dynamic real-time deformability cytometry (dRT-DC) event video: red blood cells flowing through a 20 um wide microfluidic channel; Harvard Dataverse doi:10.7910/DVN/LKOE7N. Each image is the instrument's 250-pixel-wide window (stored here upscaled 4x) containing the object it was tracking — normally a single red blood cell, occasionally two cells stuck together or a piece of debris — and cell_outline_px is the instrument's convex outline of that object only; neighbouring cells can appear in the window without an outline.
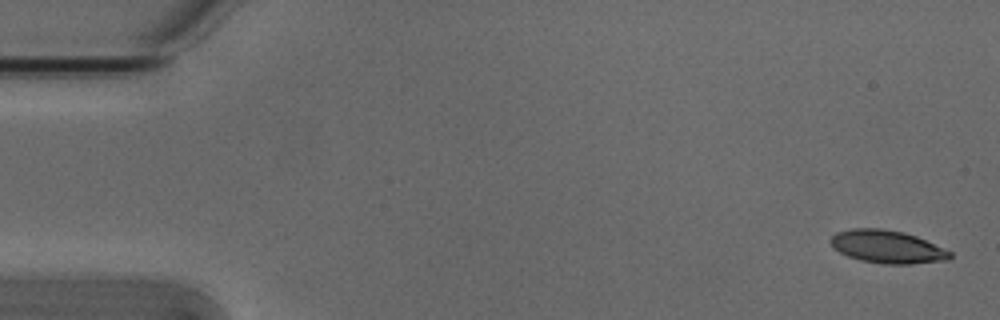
{"species": "Egyptian fruit bat (a non-hibernating species)", "species_latin": "Rousettus aegyptiacus", "temperature_condition": "cold", "stored_images_in_passage": 4, "camera_frame_rate_fps": 3000, "um_per_image_px": 0.085, "animal": {"sex": "male"}, "frame": {"image": 1, "passage_image": 1, "time_ms": 0.0, "image_size_px": [1000, 320], "cell_outline_px": [[952, 256], [948, 260], [908, 264], [884, 264], [860, 260], [848, 256], [832, 248], [828, 240], [836, 232], [852, 228], [880, 228], [904, 232], [916, 236], [952, 252]], "centroid_in_image_um": [75.37, 20.97], "position_along_channel_um": 9.6, "area_um2": 22.95}}
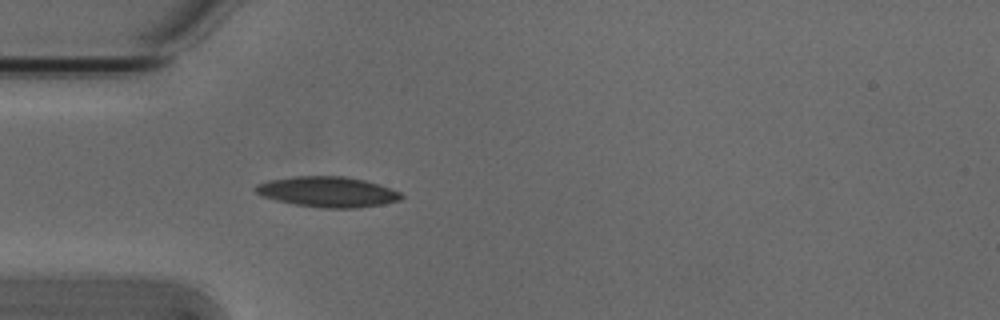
{"frame": {"image": 2, "passage_image": 4, "time_ms": 1.0, "image_size_px": [1000, 320], "cell_outline_px": [[404, 196], [400, 200], [384, 204], [356, 208], [320, 208], [296, 204], [276, 200], [260, 196], [252, 188], [256, 184], [268, 180], [292, 176], [344, 176], [364, 180], [400, 192]], "centroid_in_image_um": [27.8, 16.31], "position_along_channel_um": 57.2, "area_um2": 25.89}}